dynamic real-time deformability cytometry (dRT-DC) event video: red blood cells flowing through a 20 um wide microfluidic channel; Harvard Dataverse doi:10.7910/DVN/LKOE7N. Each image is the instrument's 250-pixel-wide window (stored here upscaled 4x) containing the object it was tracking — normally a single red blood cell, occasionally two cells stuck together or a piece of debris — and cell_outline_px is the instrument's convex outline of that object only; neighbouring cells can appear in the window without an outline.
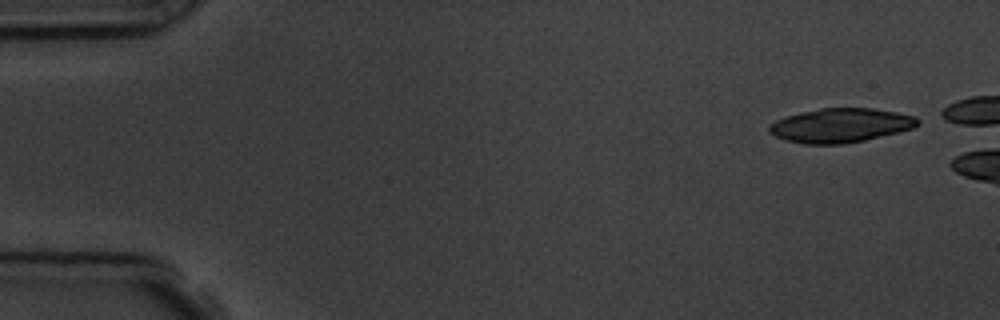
{"species": "common noctule bat (a hibernating species)", "species_latin": "Nyctalus noctula", "temperature_condition": "room temperature", "stored_images_in_passage": 11, "camera_frame_rate_fps": 3000, "um_per_image_px": 0.085, "animal": {"sex": "male", "body_mass_g": 19.5, "forearm_length_mm": 54.6}, "frame": {"image": 1, "passage_image": 1, "time_ms": 0.0, "image_size_px": [1000, 320], "cell_outline_px": [[920, 124], [912, 128], [900, 132], [864, 140], [840, 144], [804, 144], [784, 140], [768, 132], [768, 128], [776, 120], [800, 112], [820, 108], [872, 108], [896, 112], [916, 116], [920, 120]], "centroid_in_image_um": [71.47, 10.66], "position_along_channel_um": 13.5, "area_um2": 29.54}}
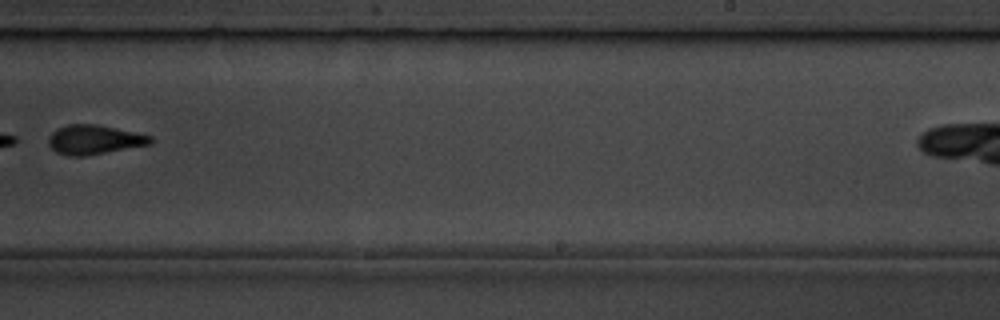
{"frame": {"image": 2, "passage_image": 10, "time_ms": 10.333, "image_size_px": [1000, 320], "cell_outline_px": [[152, 144], [84, 156], [68, 156], [56, 152], [48, 144], [48, 136], [56, 128], [68, 124], [96, 124], [152, 136]], "centroid_in_image_um": [7.97, 11.87], "position_along_channel_um": 281.0, "area_um2": 17.4}}